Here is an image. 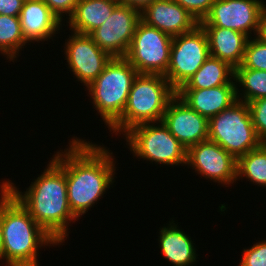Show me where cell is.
<instances>
[{"label": "cell", "instance_id": "10", "mask_svg": "<svg viewBox=\"0 0 266 266\" xmlns=\"http://www.w3.org/2000/svg\"><path fill=\"white\" fill-rule=\"evenodd\" d=\"M262 0H215L202 27L228 28L251 38L257 34L259 19L266 4Z\"/></svg>", "mask_w": 266, "mask_h": 266}, {"label": "cell", "instance_id": "21", "mask_svg": "<svg viewBox=\"0 0 266 266\" xmlns=\"http://www.w3.org/2000/svg\"><path fill=\"white\" fill-rule=\"evenodd\" d=\"M234 77L235 68L210 55L196 73L179 89H205L220 85H236L233 82L235 81Z\"/></svg>", "mask_w": 266, "mask_h": 266}, {"label": "cell", "instance_id": "20", "mask_svg": "<svg viewBox=\"0 0 266 266\" xmlns=\"http://www.w3.org/2000/svg\"><path fill=\"white\" fill-rule=\"evenodd\" d=\"M118 0H79L74 12L68 18L70 30L80 34H90L108 19L119 5Z\"/></svg>", "mask_w": 266, "mask_h": 266}, {"label": "cell", "instance_id": "25", "mask_svg": "<svg viewBox=\"0 0 266 266\" xmlns=\"http://www.w3.org/2000/svg\"><path fill=\"white\" fill-rule=\"evenodd\" d=\"M241 66L266 71V43L257 37L249 38Z\"/></svg>", "mask_w": 266, "mask_h": 266}, {"label": "cell", "instance_id": "26", "mask_svg": "<svg viewBox=\"0 0 266 266\" xmlns=\"http://www.w3.org/2000/svg\"><path fill=\"white\" fill-rule=\"evenodd\" d=\"M247 104L256 133L266 143V97Z\"/></svg>", "mask_w": 266, "mask_h": 266}, {"label": "cell", "instance_id": "16", "mask_svg": "<svg viewBox=\"0 0 266 266\" xmlns=\"http://www.w3.org/2000/svg\"><path fill=\"white\" fill-rule=\"evenodd\" d=\"M19 18L23 36L30 44L52 39L62 26L61 20L42 0H25Z\"/></svg>", "mask_w": 266, "mask_h": 266}, {"label": "cell", "instance_id": "31", "mask_svg": "<svg viewBox=\"0 0 266 266\" xmlns=\"http://www.w3.org/2000/svg\"><path fill=\"white\" fill-rule=\"evenodd\" d=\"M120 4L133 7L140 13L155 0H118Z\"/></svg>", "mask_w": 266, "mask_h": 266}, {"label": "cell", "instance_id": "33", "mask_svg": "<svg viewBox=\"0 0 266 266\" xmlns=\"http://www.w3.org/2000/svg\"><path fill=\"white\" fill-rule=\"evenodd\" d=\"M0 260H4L3 236H2V185H0Z\"/></svg>", "mask_w": 266, "mask_h": 266}, {"label": "cell", "instance_id": "18", "mask_svg": "<svg viewBox=\"0 0 266 266\" xmlns=\"http://www.w3.org/2000/svg\"><path fill=\"white\" fill-rule=\"evenodd\" d=\"M203 29L208 37L211 56L229 63L233 68L241 65L249 39L245 34L220 27H203Z\"/></svg>", "mask_w": 266, "mask_h": 266}, {"label": "cell", "instance_id": "6", "mask_svg": "<svg viewBox=\"0 0 266 266\" xmlns=\"http://www.w3.org/2000/svg\"><path fill=\"white\" fill-rule=\"evenodd\" d=\"M208 140L236 160L263 143L252 123L248 104L239 100L208 120Z\"/></svg>", "mask_w": 266, "mask_h": 266}, {"label": "cell", "instance_id": "11", "mask_svg": "<svg viewBox=\"0 0 266 266\" xmlns=\"http://www.w3.org/2000/svg\"><path fill=\"white\" fill-rule=\"evenodd\" d=\"M140 20L139 11L119 4L108 19L89 35L111 57H125Z\"/></svg>", "mask_w": 266, "mask_h": 266}, {"label": "cell", "instance_id": "30", "mask_svg": "<svg viewBox=\"0 0 266 266\" xmlns=\"http://www.w3.org/2000/svg\"><path fill=\"white\" fill-rule=\"evenodd\" d=\"M25 0H0V15L19 16Z\"/></svg>", "mask_w": 266, "mask_h": 266}, {"label": "cell", "instance_id": "8", "mask_svg": "<svg viewBox=\"0 0 266 266\" xmlns=\"http://www.w3.org/2000/svg\"><path fill=\"white\" fill-rule=\"evenodd\" d=\"M173 37L140 20L125 58L138 73L165 75Z\"/></svg>", "mask_w": 266, "mask_h": 266}, {"label": "cell", "instance_id": "22", "mask_svg": "<svg viewBox=\"0 0 266 266\" xmlns=\"http://www.w3.org/2000/svg\"><path fill=\"white\" fill-rule=\"evenodd\" d=\"M234 79L236 86L244 88L242 93L236 88L237 100L249 103L266 97V71L244 68L240 65L235 68Z\"/></svg>", "mask_w": 266, "mask_h": 266}, {"label": "cell", "instance_id": "24", "mask_svg": "<svg viewBox=\"0 0 266 266\" xmlns=\"http://www.w3.org/2000/svg\"><path fill=\"white\" fill-rule=\"evenodd\" d=\"M28 42L23 36L19 16L0 15V52L9 61L15 60L16 55Z\"/></svg>", "mask_w": 266, "mask_h": 266}, {"label": "cell", "instance_id": "14", "mask_svg": "<svg viewBox=\"0 0 266 266\" xmlns=\"http://www.w3.org/2000/svg\"><path fill=\"white\" fill-rule=\"evenodd\" d=\"M162 121L186 149L208 140V119L190 108L177 95L168 103Z\"/></svg>", "mask_w": 266, "mask_h": 266}, {"label": "cell", "instance_id": "13", "mask_svg": "<svg viewBox=\"0 0 266 266\" xmlns=\"http://www.w3.org/2000/svg\"><path fill=\"white\" fill-rule=\"evenodd\" d=\"M65 43V60L78 81L88 87L103 71L111 56L89 34L72 31Z\"/></svg>", "mask_w": 266, "mask_h": 266}, {"label": "cell", "instance_id": "28", "mask_svg": "<svg viewBox=\"0 0 266 266\" xmlns=\"http://www.w3.org/2000/svg\"><path fill=\"white\" fill-rule=\"evenodd\" d=\"M186 9L198 23L209 13L215 0H174Z\"/></svg>", "mask_w": 266, "mask_h": 266}, {"label": "cell", "instance_id": "2", "mask_svg": "<svg viewBox=\"0 0 266 266\" xmlns=\"http://www.w3.org/2000/svg\"><path fill=\"white\" fill-rule=\"evenodd\" d=\"M31 183L23 193L12 182H2L33 219L59 244L63 243L69 234V223L78 219L68 204L64 168L51 158L47 168Z\"/></svg>", "mask_w": 266, "mask_h": 266}, {"label": "cell", "instance_id": "32", "mask_svg": "<svg viewBox=\"0 0 266 266\" xmlns=\"http://www.w3.org/2000/svg\"><path fill=\"white\" fill-rule=\"evenodd\" d=\"M259 40L266 43V7L264 11L261 13L259 19V26L256 36Z\"/></svg>", "mask_w": 266, "mask_h": 266}, {"label": "cell", "instance_id": "5", "mask_svg": "<svg viewBox=\"0 0 266 266\" xmlns=\"http://www.w3.org/2000/svg\"><path fill=\"white\" fill-rule=\"evenodd\" d=\"M138 71L125 57H112L87 87L92 103L109 129L121 116Z\"/></svg>", "mask_w": 266, "mask_h": 266}, {"label": "cell", "instance_id": "23", "mask_svg": "<svg viewBox=\"0 0 266 266\" xmlns=\"http://www.w3.org/2000/svg\"><path fill=\"white\" fill-rule=\"evenodd\" d=\"M236 177L247 178L248 181L266 187V143L249 151L237 159Z\"/></svg>", "mask_w": 266, "mask_h": 266}, {"label": "cell", "instance_id": "3", "mask_svg": "<svg viewBox=\"0 0 266 266\" xmlns=\"http://www.w3.org/2000/svg\"><path fill=\"white\" fill-rule=\"evenodd\" d=\"M2 236L6 266H39L38 249L59 245L3 184Z\"/></svg>", "mask_w": 266, "mask_h": 266}, {"label": "cell", "instance_id": "7", "mask_svg": "<svg viewBox=\"0 0 266 266\" xmlns=\"http://www.w3.org/2000/svg\"><path fill=\"white\" fill-rule=\"evenodd\" d=\"M124 135L131 153L138 159L167 166L186 165V147L170 133L163 121L134 126Z\"/></svg>", "mask_w": 266, "mask_h": 266}, {"label": "cell", "instance_id": "29", "mask_svg": "<svg viewBox=\"0 0 266 266\" xmlns=\"http://www.w3.org/2000/svg\"><path fill=\"white\" fill-rule=\"evenodd\" d=\"M51 11L61 20L63 17L71 16L79 0H42ZM65 13V14H63ZM68 14V15H67ZM63 16V17H62Z\"/></svg>", "mask_w": 266, "mask_h": 266}, {"label": "cell", "instance_id": "19", "mask_svg": "<svg viewBox=\"0 0 266 266\" xmlns=\"http://www.w3.org/2000/svg\"><path fill=\"white\" fill-rule=\"evenodd\" d=\"M174 222L172 219L169 226L160 228V249L165 259L173 266H191L197 262L196 248L191 237Z\"/></svg>", "mask_w": 266, "mask_h": 266}, {"label": "cell", "instance_id": "17", "mask_svg": "<svg viewBox=\"0 0 266 266\" xmlns=\"http://www.w3.org/2000/svg\"><path fill=\"white\" fill-rule=\"evenodd\" d=\"M237 87L220 85L205 89H178L176 95L190 108L209 120L237 101Z\"/></svg>", "mask_w": 266, "mask_h": 266}, {"label": "cell", "instance_id": "12", "mask_svg": "<svg viewBox=\"0 0 266 266\" xmlns=\"http://www.w3.org/2000/svg\"><path fill=\"white\" fill-rule=\"evenodd\" d=\"M186 164L213 182L222 185L233 184L237 180V160L217 143L205 140L187 149Z\"/></svg>", "mask_w": 266, "mask_h": 266}, {"label": "cell", "instance_id": "9", "mask_svg": "<svg viewBox=\"0 0 266 266\" xmlns=\"http://www.w3.org/2000/svg\"><path fill=\"white\" fill-rule=\"evenodd\" d=\"M210 56L208 37L198 24L192 31L172 39L170 62L164 75L177 91Z\"/></svg>", "mask_w": 266, "mask_h": 266}, {"label": "cell", "instance_id": "27", "mask_svg": "<svg viewBox=\"0 0 266 266\" xmlns=\"http://www.w3.org/2000/svg\"><path fill=\"white\" fill-rule=\"evenodd\" d=\"M238 266H266V241L257 242L249 249L243 250Z\"/></svg>", "mask_w": 266, "mask_h": 266}, {"label": "cell", "instance_id": "4", "mask_svg": "<svg viewBox=\"0 0 266 266\" xmlns=\"http://www.w3.org/2000/svg\"><path fill=\"white\" fill-rule=\"evenodd\" d=\"M175 95L176 90L164 75L139 73L130 89L122 116L109 131L121 135L134 126L162 121L167 105Z\"/></svg>", "mask_w": 266, "mask_h": 266}, {"label": "cell", "instance_id": "1", "mask_svg": "<svg viewBox=\"0 0 266 266\" xmlns=\"http://www.w3.org/2000/svg\"><path fill=\"white\" fill-rule=\"evenodd\" d=\"M105 148L76 137L66 150L53 155L65 170L68 204L78 219L114 182L115 158Z\"/></svg>", "mask_w": 266, "mask_h": 266}, {"label": "cell", "instance_id": "15", "mask_svg": "<svg viewBox=\"0 0 266 266\" xmlns=\"http://www.w3.org/2000/svg\"><path fill=\"white\" fill-rule=\"evenodd\" d=\"M141 20L172 37L190 32L199 24L174 0H155L141 12Z\"/></svg>", "mask_w": 266, "mask_h": 266}]
</instances>
